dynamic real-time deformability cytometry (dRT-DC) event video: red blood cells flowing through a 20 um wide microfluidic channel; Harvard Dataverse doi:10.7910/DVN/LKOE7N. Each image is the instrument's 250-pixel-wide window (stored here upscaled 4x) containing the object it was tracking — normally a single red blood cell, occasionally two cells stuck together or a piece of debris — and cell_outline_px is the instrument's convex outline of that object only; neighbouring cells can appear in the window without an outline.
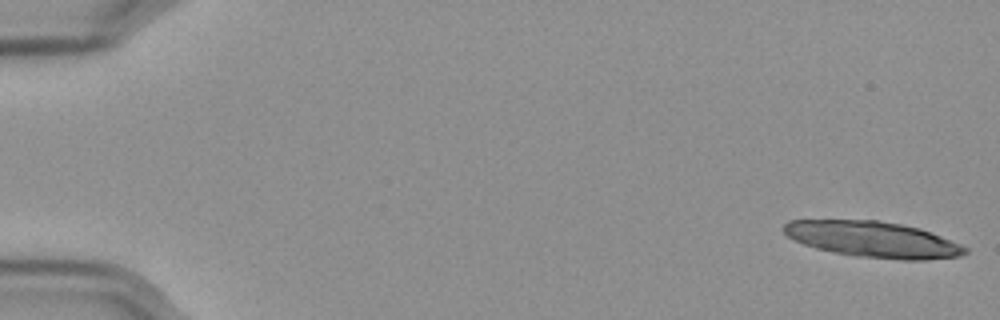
{"species": "Egyptian fruit bat (a non-hibernating species)", "species_latin": "Rousettus aegyptiacus", "temperature_condition": "cold", "stored_images_in_passage": 22, "camera_frame_rate_fps": 3000, "um_per_image_px": 0.085, "frame": {"image": 1, "passage_image": 1, "time_ms": 0.0, "image_size_px": [1000, 320], "cell_outline_px": [[968, 252], [960, 256], [924, 260], [900, 260], [856, 256], [816, 248], [804, 244], [788, 236], [784, 232], [784, 224], [788, 220], [880, 220], [920, 228], [960, 244], [968, 248]], "centroid_in_image_um": [74.23, 20.35], "position_along_channel_um": 10.8, "area_um2": 37.74}}